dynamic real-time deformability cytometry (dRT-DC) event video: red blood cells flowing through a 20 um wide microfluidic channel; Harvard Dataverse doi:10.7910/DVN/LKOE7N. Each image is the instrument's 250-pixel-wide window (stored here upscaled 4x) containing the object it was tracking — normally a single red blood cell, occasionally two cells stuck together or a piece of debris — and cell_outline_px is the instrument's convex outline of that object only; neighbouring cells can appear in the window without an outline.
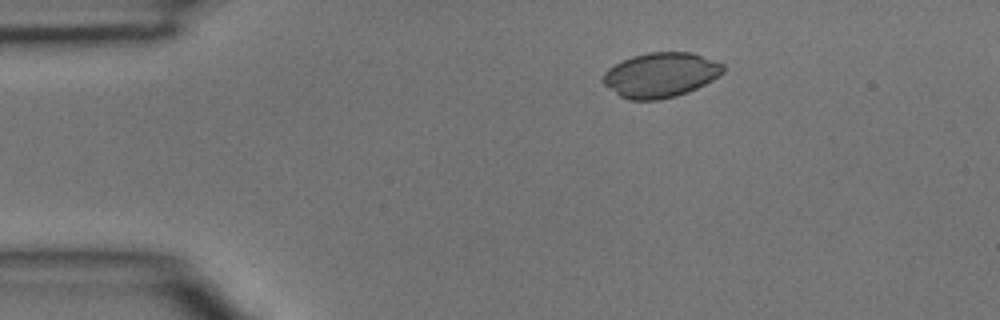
{"species": "common noctule bat (a hibernating species)", "species_latin": "Nyctalus noctula", "temperature_condition": "room temperature", "stored_images_in_passage": 40, "camera_frame_rate_fps": 3000, "um_per_image_px": 0.085, "animal": {"sex": "male", "body_mass_g": 15.6}, "frame": {"image": 1, "passage_image": 1, "time_ms": 0.0, "image_size_px": [1000, 320], "cell_outline_px": [[724, 72], [712, 80], [696, 88], [676, 96], [656, 100], [628, 100], [620, 96], [604, 84], [604, 72], [608, 68], [632, 56], [648, 52], [692, 52], [724, 64]], "centroid_in_image_um": [56.16, 6.37], "position_along_channel_um": 28.8, "area_um2": 31.1}}
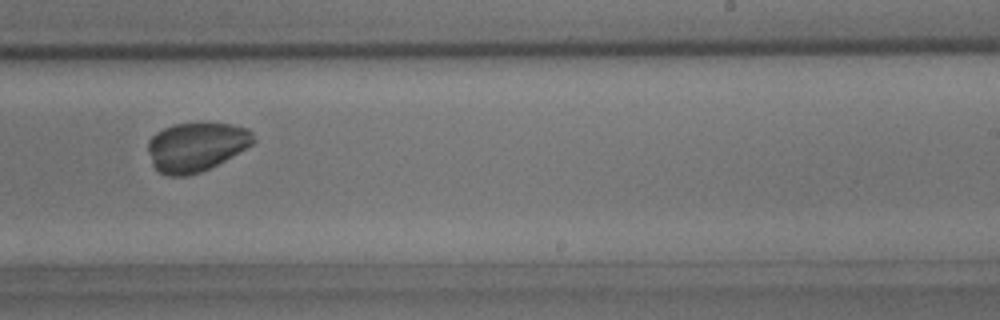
{"frame": {"image": 2, "passage_image": 22, "time_ms": 7.0, "image_size_px": [1000, 320], "cell_outline_px": [[256, 140], [252, 144], [224, 160], [200, 172], [188, 176], [168, 176], [160, 172], [152, 164], [148, 148], [148, 140], [156, 132], [172, 124], [232, 124], [248, 128], [252, 132]], "centroid_in_image_um": [16.66, 12.48], "position_along_channel_um": 272.3, "area_um2": 29.77}}
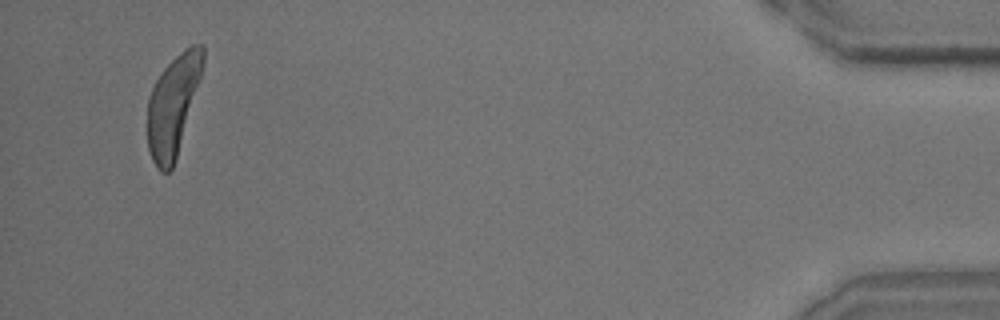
{"frame": {"image": 3, "passage_image": 38, "time_ms": 12.333, "image_size_px": [1000, 320], "cell_outline_px": [[204, 60], [200, 76], [176, 160], [172, 168], [168, 172], [160, 172], [152, 160], [148, 148], [148, 96], [156, 80], [164, 68], [180, 52], [192, 44], [204, 44]], "centroid_in_image_um": [14.69, 8.96], "position_along_channel_um": 420.5, "area_um2": 31.79}}